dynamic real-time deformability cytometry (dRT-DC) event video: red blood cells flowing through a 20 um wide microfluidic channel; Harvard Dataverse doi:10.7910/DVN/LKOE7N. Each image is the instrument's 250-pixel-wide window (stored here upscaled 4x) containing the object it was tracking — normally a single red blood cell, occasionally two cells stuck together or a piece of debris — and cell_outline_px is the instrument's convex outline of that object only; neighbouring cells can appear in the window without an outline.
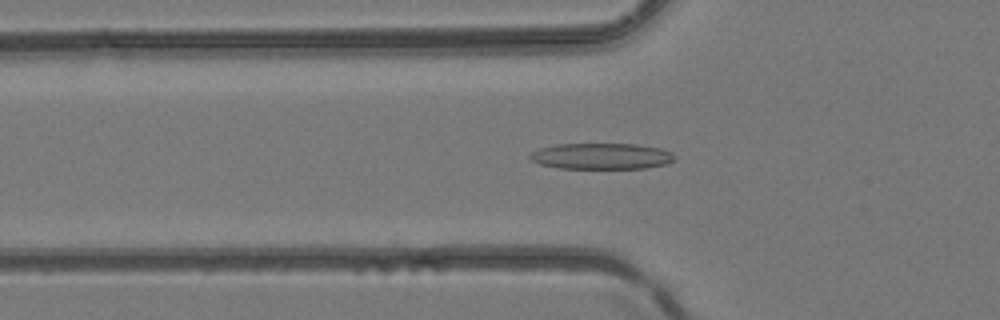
{"species": "common noctule bat (a hibernating species)", "species_latin": "Nyctalus noctula", "temperature_condition": "room temperature", "stored_images_in_passage": 42, "camera_frame_rate_fps": 3000, "um_per_image_px": 0.085, "animal": {"sex": "female", "body_mass_g": 24.6, "forearm_length_mm": 56.2}, "frame": {"image": 1, "passage_image": 15, "time_ms": 4.667, "image_size_px": [1000, 320], "cell_outline_px": [[676, 160], [668, 164], [644, 168], [560, 168], [540, 164], [532, 160], [528, 156], [532, 152], [540, 148], [556, 144], [636, 144], [660, 148], [672, 152], [676, 156]], "centroid_in_image_um": [51.17, 13.27], "position_along_channel_um": 74.6, "area_um2": 22.02}}
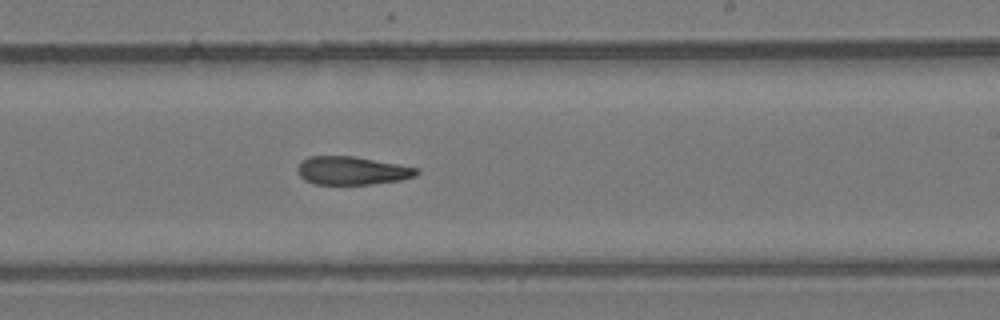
{"frame": {"image": 2, "passage_image": 26, "time_ms": 8.333, "image_size_px": [1000, 320], "cell_outline_px": [[420, 172], [416, 176], [400, 180], [372, 184], [316, 184], [304, 180], [296, 172], [296, 168], [308, 156], [352, 156], [420, 168]], "centroid_in_image_um": [29.93, 14.51], "position_along_channel_um": 259.1, "area_um2": 19.59}}
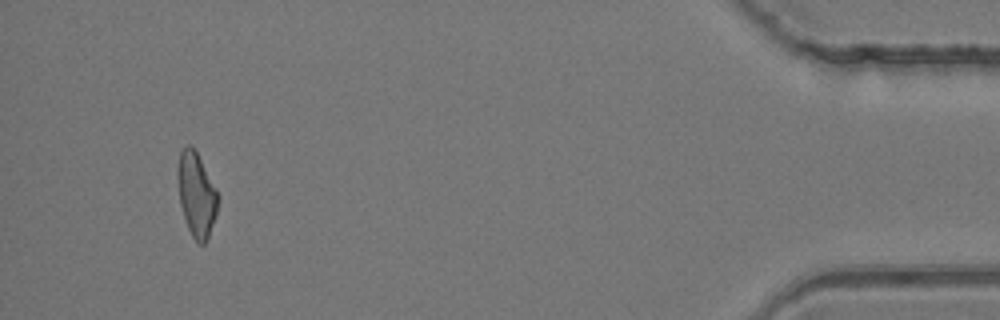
{"frame": {"image": 3, "passage_image": 40, "time_ms": 13.0, "image_size_px": [1000, 320], "cell_outline_px": [[220, 200], [216, 216], [208, 236], [204, 244], [200, 244], [192, 236], [188, 228], [180, 204], [176, 180], [176, 176], [180, 152], [188, 144], [196, 152], [216, 188], [220, 196]], "centroid_in_image_um": [16.7, 16.55], "position_along_channel_um": 418.5, "area_um2": 19.71}}